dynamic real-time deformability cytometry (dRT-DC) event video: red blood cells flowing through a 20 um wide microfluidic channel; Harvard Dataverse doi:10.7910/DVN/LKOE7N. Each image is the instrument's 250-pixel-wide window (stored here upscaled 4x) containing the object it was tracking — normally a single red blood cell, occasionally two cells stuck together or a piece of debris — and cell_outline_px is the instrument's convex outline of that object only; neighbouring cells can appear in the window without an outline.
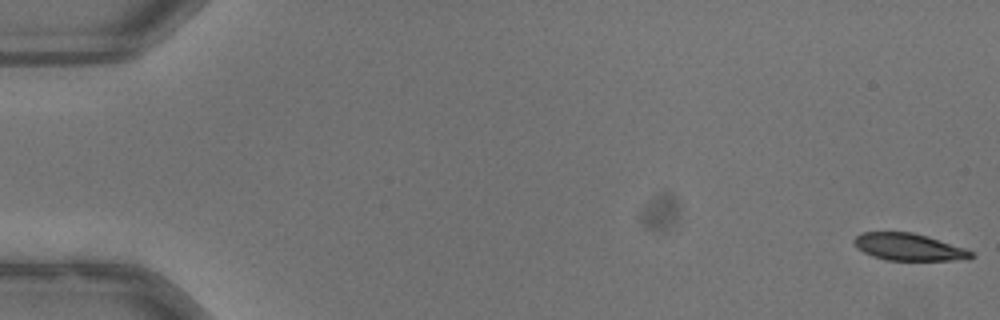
{"species": "common noctule bat (a hibernating species)", "species_latin": "Nyctalus noctula", "temperature_condition": "warm", "stored_images_in_passage": 53, "camera_frame_rate_fps": 3000, "um_per_image_px": 0.085, "animal": {"sex": "male", "body_mass_g": 13.3}, "frame": {"image": 1, "passage_image": 1, "time_ms": 0.0, "image_size_px": [1000, 320], "cell_outline_px": [[972, 256], [968, 260], [888, 260], [872, 256], [856, 248], [852, 240], [860, 232], [912, 232], [928, 236], [964, 248], [972, 252]], "centroid_in_image_um": [77.21, 20.99], "position_along_channel_um": 7.8, "area_um2": 18.5}}
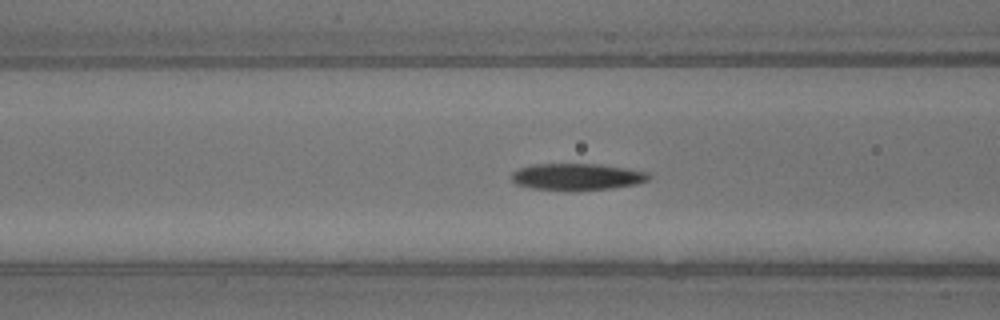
{"frame": {"image": 2, "passage_image": 22, "time_ms": 7.0, "image_size_px": [1000, 320], "cell_outline_px": [[652, 176], [648, 180], [636, 184], [612, 188], [568, 192], [532, 188], [516, 184], [512, 180], [512, 172], [520, 168], [532, 164], [600, 164], [628, 168], [648, 172]], "centroid_in_image_um": [49.06, 15.04], "position_along_channel_um": 117.5, "area_um2": 21.79}}
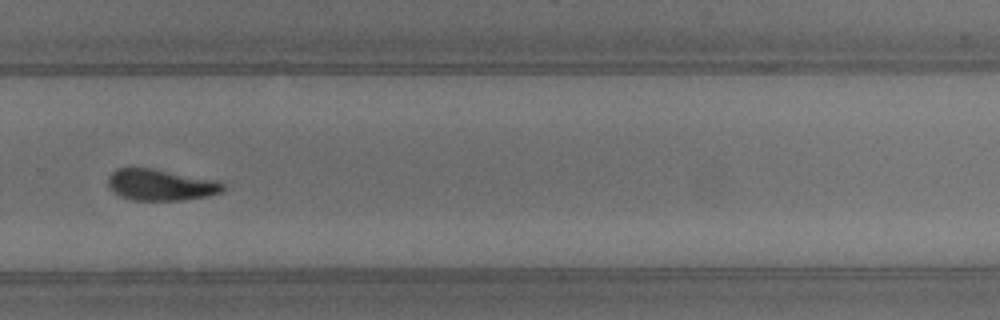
{"frame": {"image": 3, "passage_image": 37, "time_ms": 12.0, "image_size_px": [1000, 320], "cell_outline_px": [[224, 188], [220, 192], [208, 196], [184, 200], [132, 200], [120, 196], [112, 192], [108, 188], [108, 176], [116, 168], [152, 168], [212, 180], [224, 184]], "centroid_in_image_um": [13.58, 15.72], "position_along_channel_um": 316.2, "area_um2": 20.81}, "authors_computed_cell_mechanics": {"area_um2": 20.5768, "velocity_mm_per_s": 3.9788, "shape_relaxation_time_tau1_ms": 4.0528, "shape_relaxation_time_tau2_ms": 4.1022, "deformation_change_tau1": 0.1636, "deformation_change_tau2": 0.108}}